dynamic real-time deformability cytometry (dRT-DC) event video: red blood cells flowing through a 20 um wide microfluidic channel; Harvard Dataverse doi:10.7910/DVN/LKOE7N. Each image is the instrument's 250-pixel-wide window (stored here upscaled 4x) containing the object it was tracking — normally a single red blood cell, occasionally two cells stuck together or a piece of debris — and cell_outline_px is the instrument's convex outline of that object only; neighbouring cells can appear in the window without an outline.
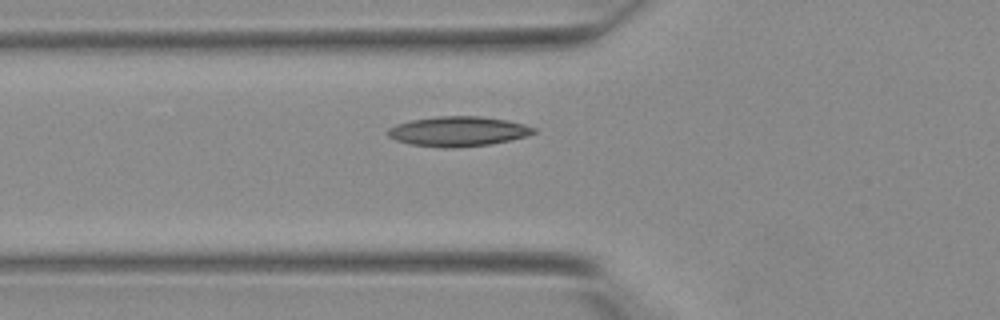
{"species": "Egyptian fruit bat (a non-hibernating species)", "species_latin": "Rousettus aegyptiacus", "temperature_condition": "warm", "stored_images_in_passage": 28, "camera_frame_rate_fps": 3000, "um_per_image_px": 0.085, "animal": {"sex": "female"}, "frame": {"image": 1, "passage_image": 2, "time_ms": 0.333, "image_size_px": [1000, 320], "cell_outline_px": [[536, 132], [524, 136], [492, 144], [460, 148], [440, 148], [412, 144], [396, 140], [388, 136], [388, 128], [396, 124], [412, 120], [436, 116], [480, 116], [508, 120], [524, 124], [536, 128]], "centroid_in_image_um": [38.94, 11.17], "position_along_channel_um": 86.9, "area_um2": 25.43}}
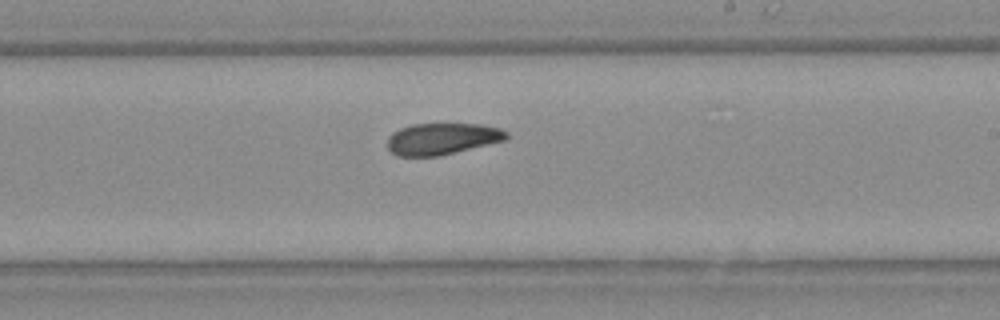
{"frame": {"image": 2, "passage_image": 12, "time_ms": 3.667, "image_size_px": [1000, 320], "cell_outline_px": [[508, 136], [504, 140], [440, 156], [396, 156], [388, 148], [388, 136], [392, 132], [400, 128], [412, 124], [480, 124], [500, 128], [508, 132]], "centroid_in_image_um": [37.55, 11.79], "position_along_channel_um": 251.4, "area_um2": 21.85}}
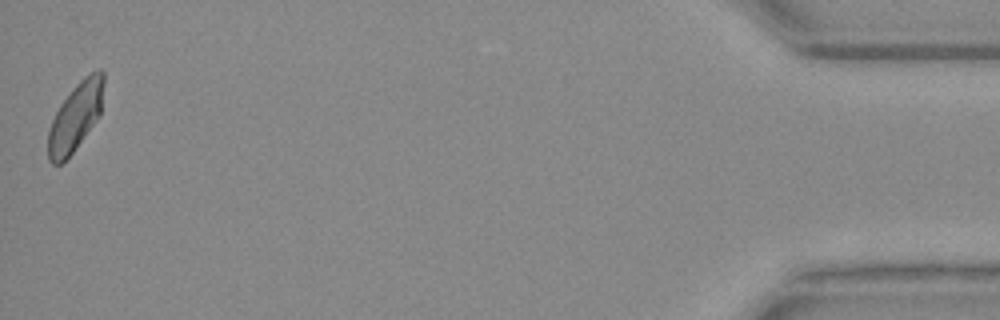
{"frame": {"image": 3, "passage_image": 28, "time_ms": 9.0, "image_size_px": [1000, 320], "cell_outline_px": [[104, 84], [100, 112], [96, 120], [72, 152], [60, 164], [52, 164], [48, 160], [48, 132], [52, 120], [60, 104], [76, 84], [84, 76], [100, 68], [104, 72]], "centroid_in_image_um": [6.41, 9.9], "position_along_channel_um": 428.8, "area_um2": 21.68}}